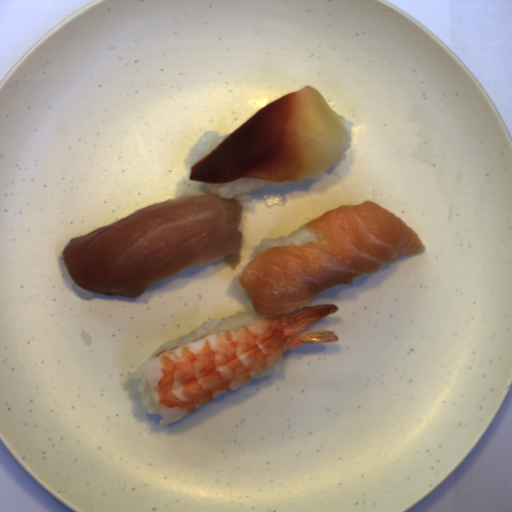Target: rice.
Instances as JSON below:
<instances>
[{"label": "rice", "instance_id": "5", "mask_svg": "<svg viewBox=\"0 0 512 512\" xmlns=\"http://www.w3.org/2000/svg\"><path fill=\"white\" fill-rule=\"evenodd\" d=\"M280 370H282V354L274 364H272L268 369H266L264 372H262L252 380L266 377L274 372H279Z\"/></svg>", "mask_w": 512, "mask_h": 512}, {"label": "rice", "instance_id": "3", "mask_svg": "<svg viewBox=\"0 0 512 512\" xmlns=\"http://www.w3.org/2000/svg\"><path fill=\"white\" fill-rule=\"evenodd\" d=\"M325 242L321 236L316 233L310 232L306 229V224L302 225L301 228L296 232L292 233L288 237L277 236L275 238H263L259 241L256 248H253L251 253V261L259 253L276 246L278 244H296L302 245L307 243H322Z\"/></svg>", "mask_w": 512, "mask_h": 512}, {"label": "rice", "instance_id": "1", "mask_svg": "<svg viewBox=\"0 0 512 512\" xmlns=\"http://www.w3.org/2000/svg\"><path fill=\"white\" fill-rule=\"evenodd\" d=\"M348 138L345 149L341 157L334 162L327 170L315 178H306L303 180H287V181H266L261 179L244 178L225 184H208L206 192L218 193L222 198L229 200H239L246 203H253L251 193L264 189L283 186L290 183L305 182V181H320L327 177L334 169H336L349 155L353 145L355 128L354 123L345 120Z\"/></svg>", "mask_w": 512, "mask_h": 512}, {"label": "rice", "instance_id": "4", "mask_svg": "<svg viewBox=\"0 0 512 512\" xmlns=\"http://www.w3.org/2000/svg\"><path fill=\"white\" fill-rule=\"evenodd\" d=\"M138 369H139V367L136 368L135 370H133L132 376H133V378H135L137 380L138 385H139L140 396H141V409L143 410V412L148 413V414H153V415H159L160 419L158 422H159L160 426H166V425L175 423V422L179 421L180 419H182L183 416L176 420H173L169 423L163 422L162 416H161L157 406L153 403V396H152L150 385L145 378L139 377Z\"/></svg>", "mask_w": 512, "mask_h": 512}, {"label": "rice", "instance_id": "2", "mask_svg": "<svg viewBox=\"0 0 512 512\" xmlns=\"http://www.w3.org/2000/svg\"><path fill=\"white\" fill-rule=\"evenodd\" d=\"M263 318L264 317L260 316L257 310L254 312H245L240 310L237 314L227 319H220L216 317L213 321H205L203 325H201L191 333L185 335L184 337L177 340H170L167 343L163 344L150 356L149 359L156 357L162 351L195 340L202 336L221 331H232L242 326L260 321Z\"/></svg>", "mask_w": 512, "mask_h": 512}]
</instances>
